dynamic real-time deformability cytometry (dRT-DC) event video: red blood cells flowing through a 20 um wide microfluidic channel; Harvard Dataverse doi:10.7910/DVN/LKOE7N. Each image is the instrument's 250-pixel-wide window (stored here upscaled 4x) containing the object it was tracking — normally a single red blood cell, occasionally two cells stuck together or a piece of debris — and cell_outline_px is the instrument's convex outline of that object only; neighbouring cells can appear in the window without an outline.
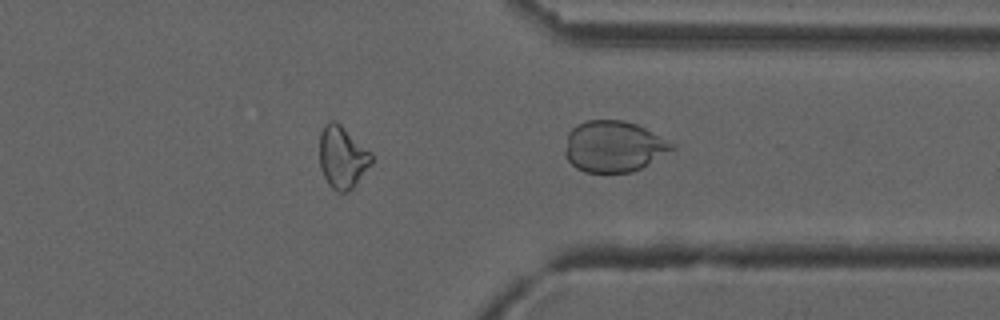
{"species": "common noctule bat (a hibernating species)", "species_latin": "Nyctalus noctula", "temperature_condition": "cold", "stored_images_in_passage": 29, "segment_of_instrument_passage": [2, 2], "camera_frame_rate_fps": 3000, "um_per_image_px": 0.085, "animal": {"sex": "male", "forearm_length_mm": 52.5}, "frame": {"image": 1, "passage_image": 29, "time_ms": 9.333, "image_size_px": [1000, 320], "cell_outline_px": [[676, 148], [640, 168], [632, 172], [584, 172], [576, 168], [568, 160], [564, 152], [568, 132], [576, 124], [584, 120], [624, 120], [636, 124], [676, 144]], "centroid_in_image_um": [52.14, 12.44], "position_along_channel_um": 359.3, "area_um2": 31.85}}